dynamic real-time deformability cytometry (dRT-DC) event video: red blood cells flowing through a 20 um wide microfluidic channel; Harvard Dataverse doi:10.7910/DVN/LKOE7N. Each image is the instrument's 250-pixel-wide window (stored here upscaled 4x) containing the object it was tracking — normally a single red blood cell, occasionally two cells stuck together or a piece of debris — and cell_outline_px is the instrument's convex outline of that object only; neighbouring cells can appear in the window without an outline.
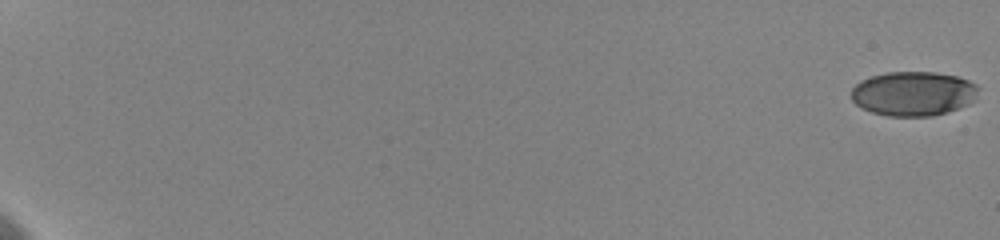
{"species": "human", "species_latin": "Homo sapiens", "temperature_condition": "cold", "stored_images_in_passage": 68, "camera_frame_rate_fps": 3000, "um_per_image_px": 0.085, "donor": {"sex": "female"}, "frame": {"image": 1, "passage_image": 1, "time_ms": 0.0, "image_size_px": [1000, 240], "cell_outline_px": [[976, 92], [972, 100], [968, 104], [948, 112], [932, 116], [888, 116], [872, 112], [856, 104], [852, 100], [852, 88], [860, 80], [872, 76], [888, 72], [936, 72], [956, 76], [968, 80], [976, 84]], "centroid_in_image_um": [77.61, 7.95], "position_along_channel_um": 7.4, "area_um2": 32.66}}
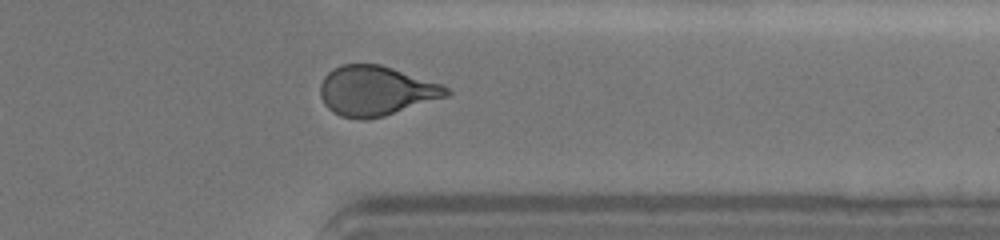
{"frame": {"image": 2, "passage_image": 57, "time_ms": 16.667, "image_size_px": [1000, 240], "cell_outline_px": [[452, 92], [448, 96], [384, 116], [340, 116], [332, 112], [324, 104], [320, 96], [320, 84], [324, 76], [332, 68], [340, 64], [380, 64], [440, 84], [448, 88]], "centroid_in_image_um": [31.93, 7.68], "position_along_channel_um": 379.5, "area_um2": 35.89}}
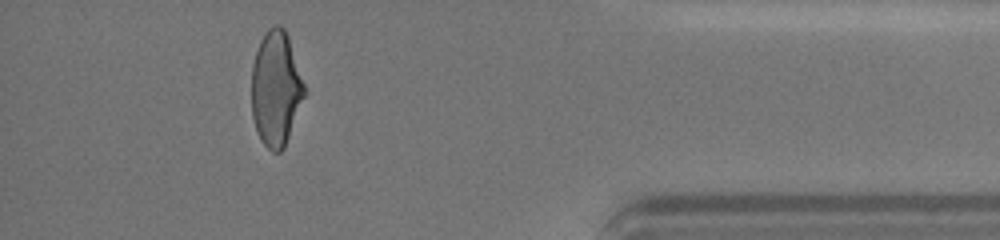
{"frame": {"image": 3, "passage_image": 63, "time_ms": 18.333, "image_size_px": [1000, 240], "cell_outline_px": [[304, 96], [284, 148], [280, 152], [272, 152], [264, 144], [256, 128], [252, 116], [252, 64], [260, 40], [264, 32], [268, 28], [276, 24], [284, 28], [288, 36], [304, 84]], "centroid_in_image_um": [23.43, 7.51], "position_along_channel_um": 411.8, "area_um2": 34.91}, "authors_computed_cell_mechanics": {"area_um2": 35.9227, "velocity_mm_per_s": 3.6243, "shape_relaxation_time_tau1_ms": 4.5201, "shape_relaxation_time_tau2_ms": 1.4756, "deformation_change_tau1": 0.1629, "deformation_change_tau2": 0.0788}}